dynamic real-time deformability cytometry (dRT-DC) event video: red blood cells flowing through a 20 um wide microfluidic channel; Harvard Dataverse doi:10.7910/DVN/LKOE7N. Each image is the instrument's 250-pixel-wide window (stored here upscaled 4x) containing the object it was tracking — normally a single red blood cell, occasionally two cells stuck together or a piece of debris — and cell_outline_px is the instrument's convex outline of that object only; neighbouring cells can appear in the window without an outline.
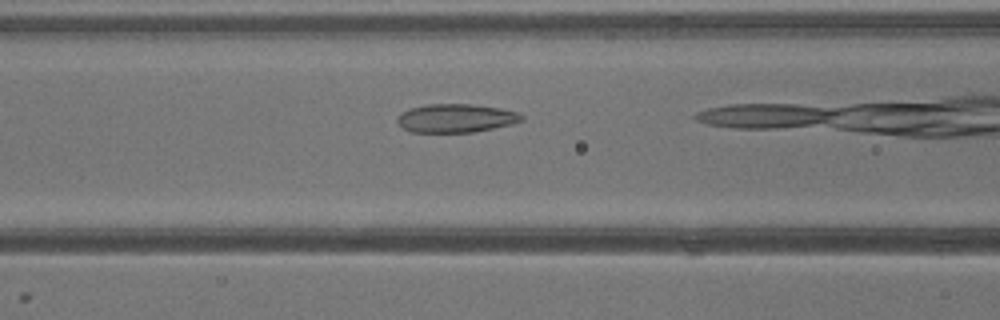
{"species": "common noctule bat (a hibernating species)", "species_latin": "Nyctalus noctula", "temperature_condition": "warm", "stored_images_in_passage": 3, "camera_frame_rate_fps": 3000, "um_per_image_px": 0.085, "animal": {"sex": "male", "body_mass_g": 13.3}, "frame": {"image": 1, "passage_image": 3, "time_ms": 0.667, "image_size_px": [1000, 320], "cell_outline_px": [[524, 120], [512, 124], [472, 132], [412, 132], [404, 128], [396, 120], [408, 108], [428, 104], [472, 104], [500, 108], [520, 112], [524, 116]], "centroid_in_image_um": [38.81, 10.04], "position_along_channel_um": 127.8, "area_um2": 20.58}}